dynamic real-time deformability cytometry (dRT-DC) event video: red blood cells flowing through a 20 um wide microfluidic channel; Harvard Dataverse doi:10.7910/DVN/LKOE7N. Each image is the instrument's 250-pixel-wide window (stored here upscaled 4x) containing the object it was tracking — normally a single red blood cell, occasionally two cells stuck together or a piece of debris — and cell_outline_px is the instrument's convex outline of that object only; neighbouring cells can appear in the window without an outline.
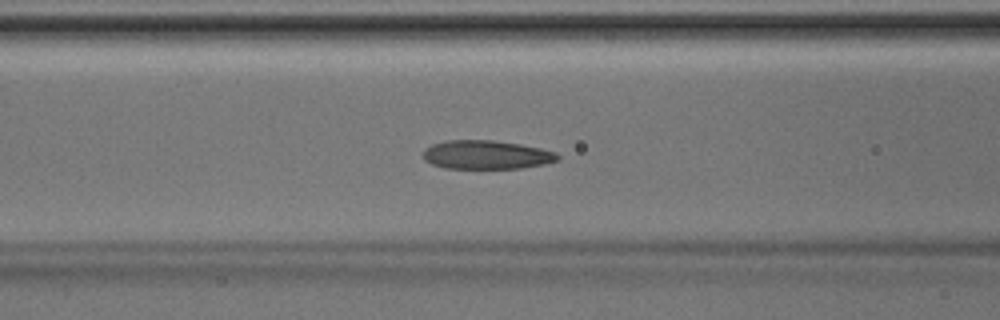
{"species": "Egyptian fruit bat (a non-hibernating species)", "species_latin": "Rousettus aegyptiacus", "temperature_condition": "room temperature", "stored_images_in_passage": 46, "camera_frame_rate_fps": 3000, "um_per_image_px": 0.085, "animal": {"sex": "male"}, "frame": {"image": 1, "passage_image": 18, "time_ms": 5.667, "image_size_px": [1000, 320], "cell_outline_px": [[560, 156], [556, 160], [544, 164], [520, 168], [444, 168], [432, 164], [424, 160], [424, 148], [432, 144], [444, 140], [492, 140], [520, 144], [540, 148], [556, 152]], "centroid_in_image_um": [41.31, 13.15], "position_along_channel_um": 125.3, "area_um2": 22.48}}
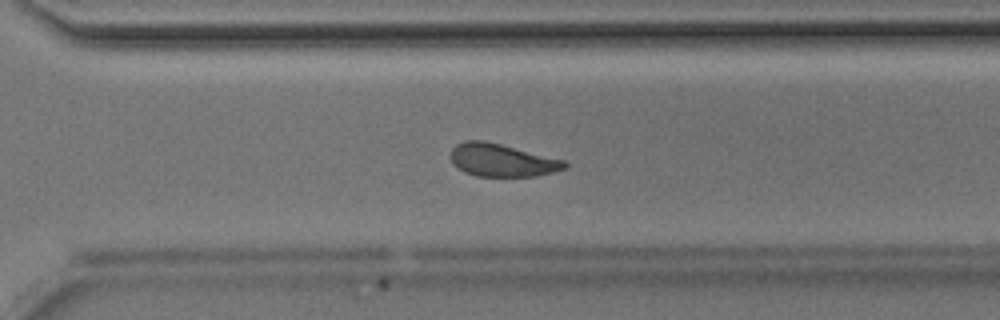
{"frame": {"image": 2, "passage_image": 32, "time_ms": 10.333, "image_size_px": [1000, 320], "cell_outline_px": [[568, 168], [536, 176], [476, 176], [464, 172], [452, 164], [452, 148], [456, 144], [464, 140], [484, 140], [564, 160], [568, 164]], "centroid_in_image_um": [42.65, 13.62], "position_along_channel_um": 327.9, "area_um2": 21.68}}
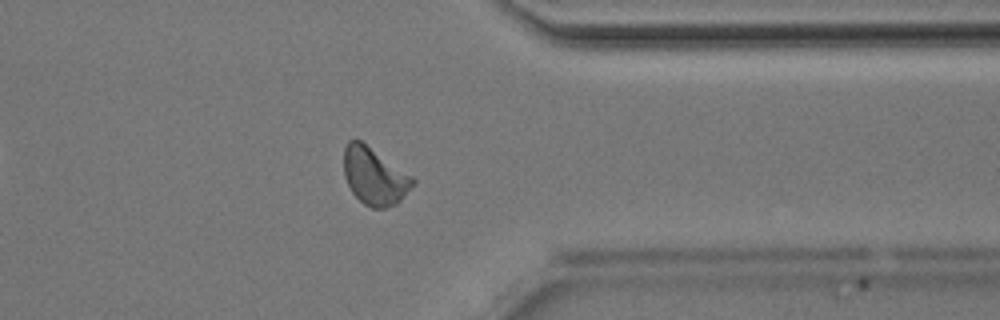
{"frame": {"image": 3, "passage_image": 36, "time_ms": 11.667, "image_size_px": [1000, 320], "cell_outline_px": [[416, 184], [396, 204], [384, 208], [372, 208], [364, 204], [352, 192], [344, 176], [344, 148], [348, 140], [360, 140], [412, 176], [416, 180]], "centroid_in_image_um": [31.83, 14.99], "position_along_channel_um": 379.6, "area_um2": 22.83}}